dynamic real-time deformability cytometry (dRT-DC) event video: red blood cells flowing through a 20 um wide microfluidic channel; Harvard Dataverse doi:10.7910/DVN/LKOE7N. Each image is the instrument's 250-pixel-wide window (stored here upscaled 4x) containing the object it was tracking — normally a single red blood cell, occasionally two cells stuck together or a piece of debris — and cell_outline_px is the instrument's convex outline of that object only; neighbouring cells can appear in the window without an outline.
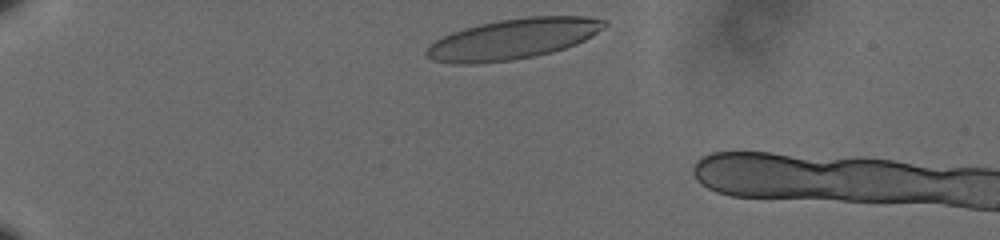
{"species": "human", "species_latin": "Homo sapiens", "temperature_condition": "cold", "stored_images_in_passage": 34, "camera_frame_rate_fps": 3000, "um_per_image_px": 0.085, "donor": {"sex": "male"}, "frame": {"image": 1, "passage_image": 2, "time_ms": 0.333, "image_size_px": [1000, 240], "cell_outline_px": [[608, 24], [604, 28], [584, 40], [576, 44], [552, 52], [512, 60], [472, 64], [452, 64], [432, 60], [424, 52], [428, 44], [452, 32], [464, 28], [480, 24], [500, 20], [528, 16], [584, 16], [608, 20]], "centroid_in_image_um": [43.59, 3.31], "position_along_channel_um": 41.4, "area_um2": 41.96}}
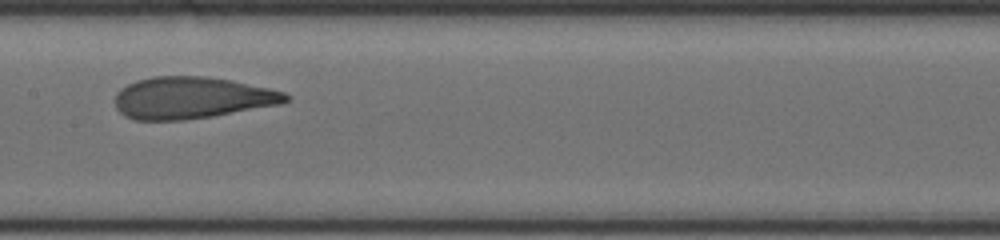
{"frame": {"image": 2, "passage_image": 20, "time_ms": 6.333, "image_size_px": [1000, 240], "cell_outline_px": [[292, 96], [288, 100], [280, 104], [212, 116], [184, 120], [136, 120], [124, 116], [116, 108], [116, 92], [120, 88], [136, 80], [152, 76], [204, 76], [232, 80], [268, 88], [284, 92]], "centroid_in_image_um": [16.28, 8.31], "position_along_channel_um": 191.1, "area_um2": 41.62}}
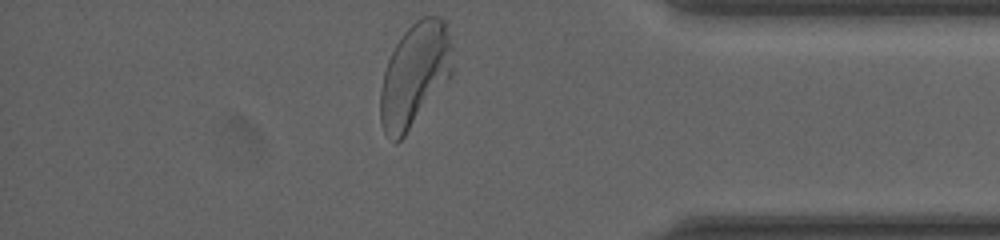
{"frame": {"image": 3, "passage_image": 34, "time_ms": 11.0, "image_size_px": [1000, 240], "cell_outline_px": [[452, 76], [404, 136], [396, 144], [384, 132], [380, 120], [380, 88], [384, 72], [388, 60], [396, 44], [404, 32], [416, 20], [424, 16], [440, 16], [444, 20], [452, 44]], "centroid_in_image_um": [35.25, 6.36], "position_along_channel_um": 399.9, "area_um2": 43.52}, "authors_computed_cell_mechanics": {"area_um2": 41.5004, "velocity_mm_per_s": 3.5672, "shape_relaxation_time_tau1_ms": 5.9599, "shape_relaxation_time_tau2_ms": 1.1974, "deformation_change_tau1": 0.2267, "deformation_change_tau2": 0.0852}}